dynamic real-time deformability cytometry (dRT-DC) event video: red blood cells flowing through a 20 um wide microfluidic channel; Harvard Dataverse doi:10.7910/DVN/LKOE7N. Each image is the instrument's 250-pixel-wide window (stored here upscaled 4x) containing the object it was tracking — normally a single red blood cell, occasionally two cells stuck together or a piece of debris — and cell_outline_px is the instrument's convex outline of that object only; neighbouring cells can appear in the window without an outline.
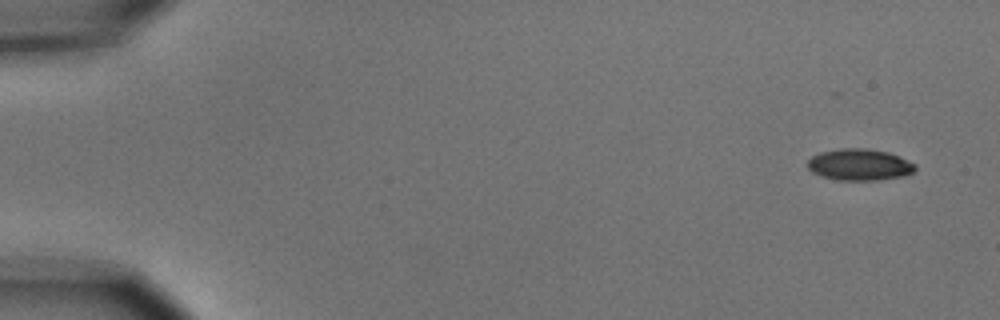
{"species": "common noctule bat (a hibernating species)", "species_latin": "Nyctalus noctula", "temperature_condition": "cold", "stored_images_in_passage": 6, "camera_frame_rate_fps": 3000, "um_per_image_px": 0.085, "animal": {"sex": "male", "body_mass_g": 15.6}, "frame": {"image": 1, "passage_image": 1, "time_ms": 0.0, "image_size_px": [1000, 320], "cell_outline_px": [[916, 168], [912, 172], [904, 176], [876, 180], [836, 180], [820, 176], [812, 172], [808, 168], [808, 160], [812, 156], [820, 152], [840, 148], [868, 148], [888, 152], [900, 156], [916, 164]], "centroid_in_image_um": [73.05, 13.99], "position_along_channel_um": 11.9, "area_um2": 19.94}}
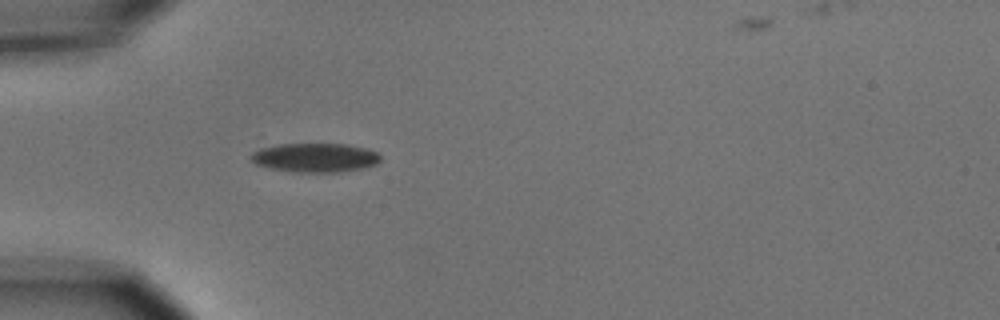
{"frame": {"image": 2, "passage_image": 5, "time_ms": 4.667, "image_size_px": [1000, 320], "cell_outline_px": [[380, 160], [376, 164], [364, 168], [336, 172], [292, 172], [272, 168], [256, 164], [248, 156], [252, 152], [260, 148], [280, 144], [348, 144], [364, 148], [376, 152], [380, 156]], "centroid_in_image_um": [26.76, 13.4], "position_along_channel_um": 58.2, "area_um2": 21.85}}